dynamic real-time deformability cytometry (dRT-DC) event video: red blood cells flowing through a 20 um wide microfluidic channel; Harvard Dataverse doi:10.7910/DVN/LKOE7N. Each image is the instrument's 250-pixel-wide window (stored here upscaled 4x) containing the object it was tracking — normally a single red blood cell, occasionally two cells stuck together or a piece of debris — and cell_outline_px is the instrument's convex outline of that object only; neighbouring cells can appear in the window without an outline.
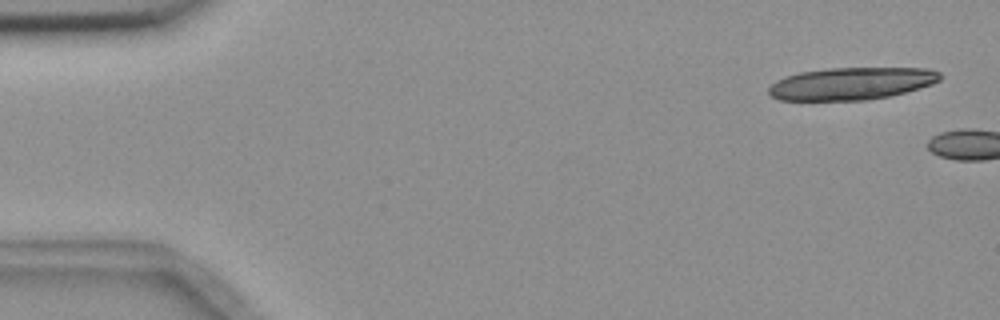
{"species": "common noctule bat (a hibernating species)", "species_latin": "Nyctalus noctula", "temperature_condition": "room temperature", "stored_images_in_passage": 5, "camera_frame_rate_fps": 3000, "um_per_image_px": 0.085, "animal": {"sex": "female", "body_mass_g": 18.4}, "frame": {"image": 1, "passage_image": 5, "time_ms": 6.0, "image_size_px": [1000, 320], "cell_outline_px": [[940, 80], [932, 84], [920, 88], [888, 96], [864, 100], [780, 100], [772, 96], [768, 92], [768, 88], [776, 80], [784, 76], [800, 72], [828, 68], [928, 68], [940, 72]], "centroid_in_image_um": [72.35, 7.09], "position_along_channel_um": 12.6, "area_um2": 32.25}}